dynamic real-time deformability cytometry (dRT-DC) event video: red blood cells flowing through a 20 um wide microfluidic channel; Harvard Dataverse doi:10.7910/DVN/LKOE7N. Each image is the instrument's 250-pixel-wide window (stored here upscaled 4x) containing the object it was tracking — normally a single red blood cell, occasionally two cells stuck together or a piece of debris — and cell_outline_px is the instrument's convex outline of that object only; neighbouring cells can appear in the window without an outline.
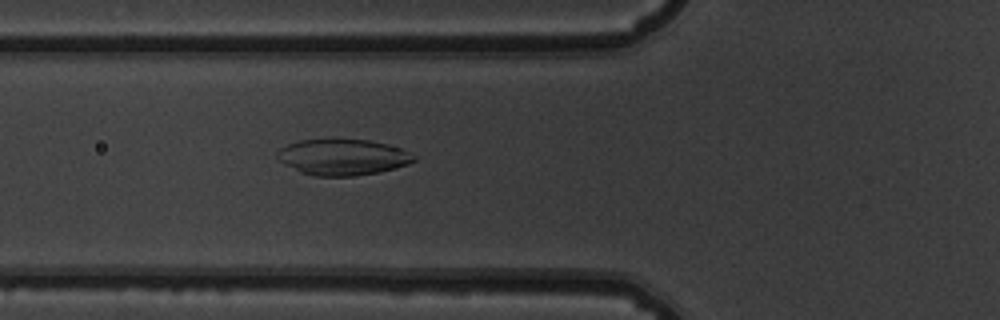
{"species": "common noctule bat (a hibernating species)", "species_latin": "Nyctalus noctula", "temperature_condition": "warm", "stored_images_in_passage": 53, "camera_frame_rate_fps": 3000, "um_per_image_px": 0.085, "animal": {"sex": "male", "body_mass_g": 19.5, "forearm_length_mm": 54.6}, "frame": {"image": 1, "passage_image": 20, "time_ms": 6.333, "image_size_px": [1000, 320], "cell_outline_px": [[416, 160], [408, 164], [380, 172], [356, 176], [316, 176], [300, 172], [284, 164], [276, 156], [276, 152], [280, 148], [288, 144], [300, 140], [368, 140], [388, 144], [404, 148], [416, 156]], "centroid_in_image_um": [29.16, 13.36], "position_along_channel_um": 96.6, "area_um2": 28.73}}
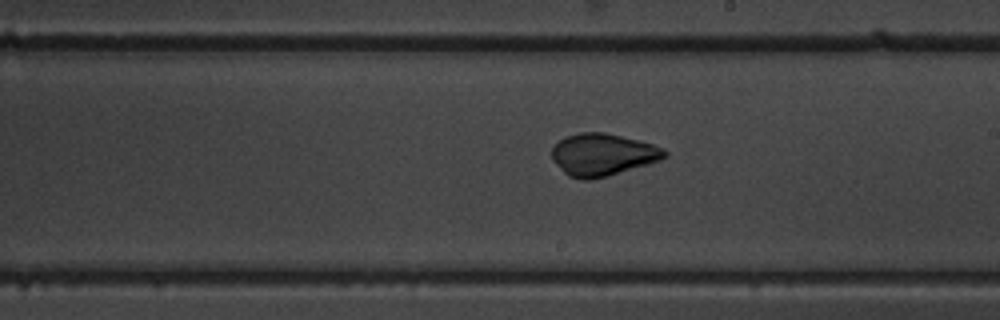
{"frame": {"image": 2, "passage_image": 31, "time_ms": 10.0, "image_size_px": [1000, 320], "cell_outline_px": [[668, 156], [660, 160], [648, 164], [608, 176], [592, 180], [580, 180], [568, 176], [552, 160], [552, 148], [564, 136], [580, 132], [604, 132], [640, 140], [664, 148], [668, 152]], "centroid_in_image_um": [51.23, 13.15], "position_along_channel_um": 237.8, "area_um2": 27.98}}
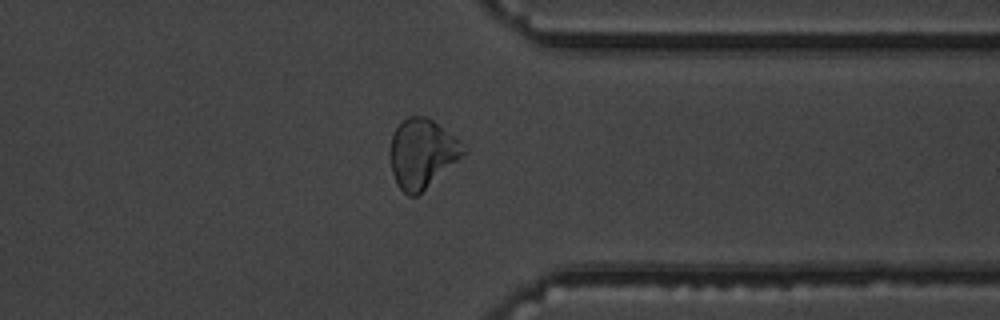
{"frame": {"image": 3, "passage_image": 42, "time_ms": 13.667, "image_size_px": [1000, 320], "cell_outline_px": [[468, 152], [416, 196], [408, 196], [396, 184], [392, 172], [388, 156], [388, 152], [392, 136], [396, 128], [408, 116], [424, 116], [432, 120], [460, 140]], "centroid_in_image_um": [35.86, 13.05], "position_along_channel_um": 375.5, "area_um2": 29.54}}